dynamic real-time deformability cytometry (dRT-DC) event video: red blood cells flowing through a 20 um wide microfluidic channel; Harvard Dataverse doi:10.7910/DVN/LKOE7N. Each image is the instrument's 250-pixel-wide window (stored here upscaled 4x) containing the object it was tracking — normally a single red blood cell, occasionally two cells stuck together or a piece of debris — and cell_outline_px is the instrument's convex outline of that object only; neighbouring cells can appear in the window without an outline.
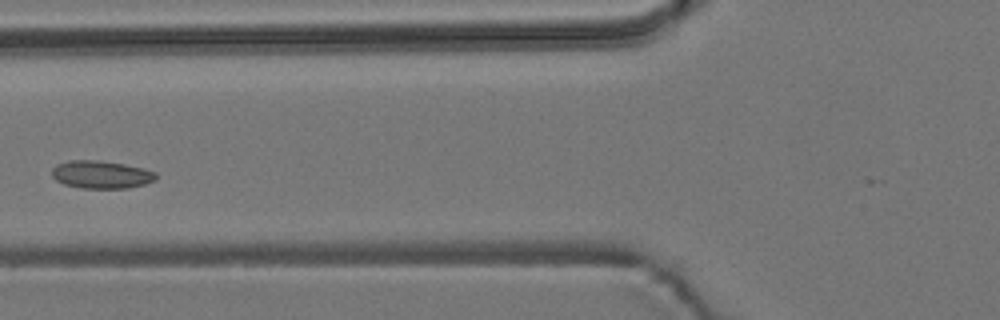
{"species": "common noctule bat (a hibernating species)", "species_latin": "Nyctalus noctula", "temperature_condition": "room temperature", "stored_images_in_passage": 7, "camera_frame_rate_fps": 3000, "um_per_image_px": 0.085, "animal": {"sex": "male", "body_mass_g": 19.2, "forearm_length_mm": 51.8}, "frame": {"image": 1, "passage_image": 5, "time_ms": 5.0, "image_size_px": [1000, 320], "cell_outline_px": [[156, 180], [144, 184], [128, 188], [80, 188], [64, 184], [56, 180], [52, 176], [52, 168], [56, 164], [68, 160], [100, 160], [124, 164], [144, 168], [156, 172]], "centroid_in_image_um": [8.59, 14.83], "position_along_channel_um": 117.2, "area_um2": 16.99}}
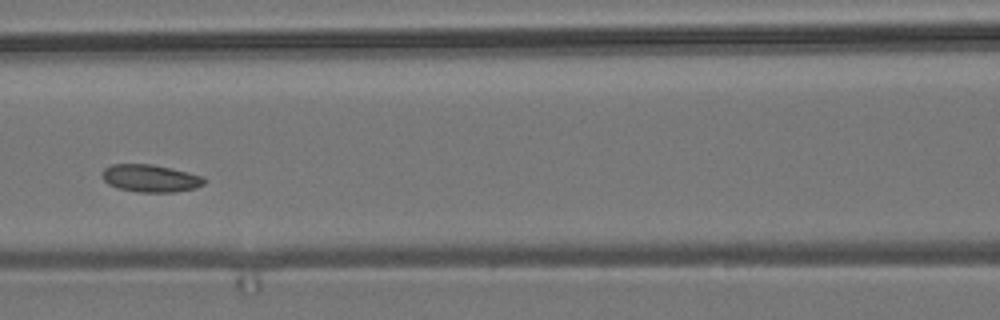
{"frame": {"image": 2, "passage_image": 6, "time_ms": 6.0, "image_size_px": [1000, 320], "cell_outline_px": [[204, 184], [196, 188], [176, 192], [140, 192], [120, 188], [108, 184], [104, 180], [104, 168], [112, 164], [152, 164], [204, 176]], "centroid_in_image_um": [12.82, 15.15], "position_along_channel_um": 153.8, "area_um2": 16.13}}
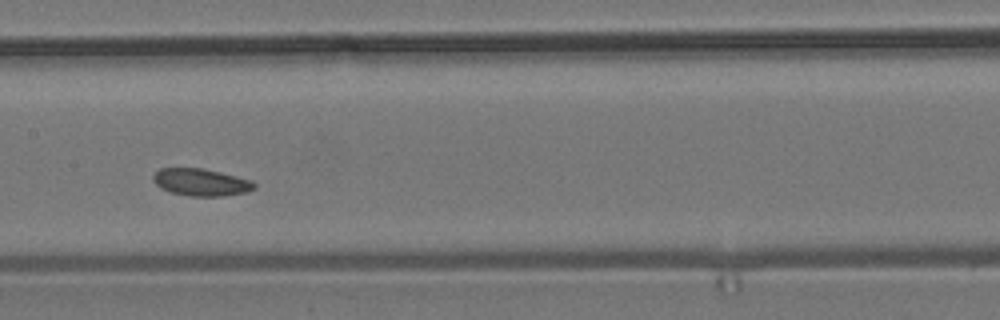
{"frame": {"image": 3, "passage_image": 7, "time_ms": 7.0, "image_size_px": [1000, 320], "cell_outline_px": [[256, 188], [248, 192], [220, 196], [192, 196], [172, 192], [160, 188], [152, 180], [152, 176], [160, 168], [200, 168], [220, 172], [252, 180], [256, 184]], "centroid_in_image_um": [17.1, 15.49], "position_along_channel_um": 190.3, "area_um2": 16.01}}